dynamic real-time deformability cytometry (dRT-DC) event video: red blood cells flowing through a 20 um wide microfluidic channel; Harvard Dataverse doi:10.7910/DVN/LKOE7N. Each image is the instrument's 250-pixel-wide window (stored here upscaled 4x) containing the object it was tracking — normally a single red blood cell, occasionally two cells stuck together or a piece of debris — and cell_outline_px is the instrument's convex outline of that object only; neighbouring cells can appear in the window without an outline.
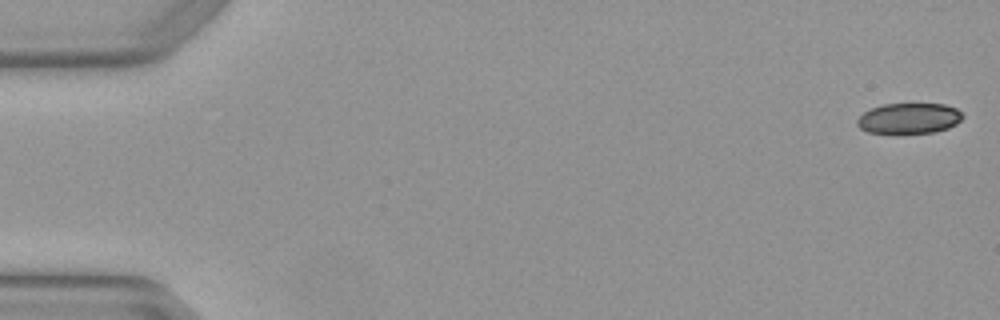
{"species": "Egyptian fruit bat (a non-hibernating species)", "species_latin": "Rousettus aegyptiacus", "temperature_condition": "warm", "stored_images_in_passage": 7, "camera_frame_rate_fps": 3000, "um_per_image_px": 0.085, "animal": {"sex": "female"}, "frame": {"image": 1, "passage_image": 1, "time_ms": 0.0, "image_size_px": [1000, 320], "cell_outline_px": [[964, 116], [956, 124], [948, 128], [936, 132], [900, 136], [892, 136], [868, 132], [860, 128], [856, 124], [856, 120], [864, 112], [872, 108], [884, 104], [944, 104], [956, 108]], "centroid_in_image_um": [77.23, 10.12], "position_along_channel_um": 7.8, "area_um2": 19.59}}
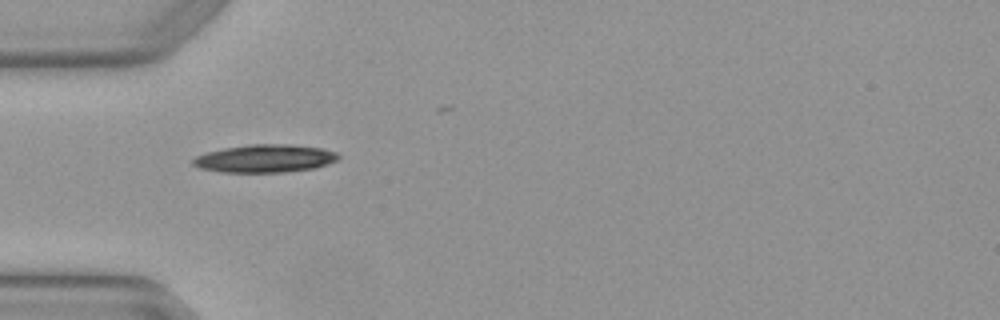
{"frame": {"image": 2, "passage_image": 4, "time_ms": 1.0, "image_size_px": [1000, 320], "cell_outline_px": [[340, 156], [336, 160], [328, 164], [316, 168], [284, 172], [220, 172], [200, 168], [192, 164], [192, 160], [196, 156], [208, 152], [224, 148], [248, 144], [292, 144], [320, 148], [336, 152]], "centroid_in_image_um": [22.52, 13.47], "position_along_channel_um": 62.5, "area_um2": 23.64}}
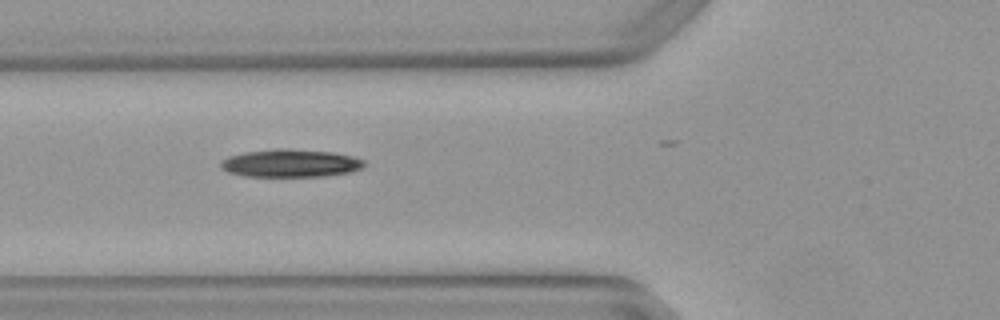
{"frame": {"image": 3, "passage_image": 5, "time_ms": 1.333, "image_size_px": [1000, 320], "cell_outline_px": [[364, 168], [348, 172], [324, 176], [244, 176], [228, 172], [220, 168], [220, 160], [228, 156], [244, 152], [276, 148], [288, 148], [332, 152], [352, 156], [364, 160]], "centroid_in_image_um": [24.65, 13.86], "position_along_channel_um": 101.1, "area_um2": 23.41}}